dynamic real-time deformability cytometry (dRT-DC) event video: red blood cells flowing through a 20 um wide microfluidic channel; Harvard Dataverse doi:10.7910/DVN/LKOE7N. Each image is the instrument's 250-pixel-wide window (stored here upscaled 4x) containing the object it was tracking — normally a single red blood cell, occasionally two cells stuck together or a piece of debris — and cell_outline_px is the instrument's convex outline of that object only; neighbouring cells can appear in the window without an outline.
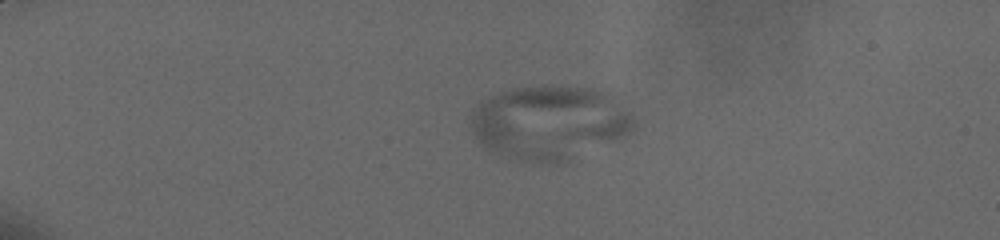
{"species": "human", "species_latin": "Homo sapiens", "temperature_condition": "cold", "stored_images_in_passage": 42, "segment_of_instrument_passage": [1, 2], "camera_frame_rate_fps": 3000, "um_per_image_px": 0.085, "donor": {"sex": "male"}, "frame": {"image": 1, "passage_image": 1, "time_ms": 0.0, "image_size_px": [1000, 240], "cell_outline_px": [[636, 128], [628, 136], [560, 160], [524, 160], [488, 148], [472, 132], [472, 108], [480, 100], [488, 96], [512, 88], [544, 84], [552, 84], [588, 88], [616, 96], [632, 112], [636, 120]], "centroid_in_image_um": [46.77, 10.3], "position_along_channel_um": 38.2, "area_um2": 69.48}}